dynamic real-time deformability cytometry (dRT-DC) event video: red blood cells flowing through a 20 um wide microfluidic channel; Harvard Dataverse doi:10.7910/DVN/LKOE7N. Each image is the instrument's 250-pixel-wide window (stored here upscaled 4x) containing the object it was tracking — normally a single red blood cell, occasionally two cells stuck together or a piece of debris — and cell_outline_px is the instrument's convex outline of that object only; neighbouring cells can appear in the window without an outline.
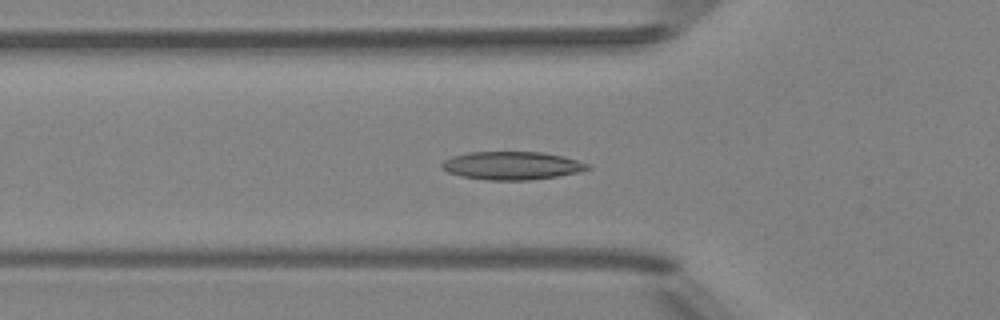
{"species": "Egyptian fruit bat (a non-hibernating species)", "species_latin": "Rousettus aegyptiacus", "temperature_condition": "room temperature", "stored_images_in_passage": 52, "camera_frame_rate_fps": 3000, "um_per_image_px": 0.085, "animal": {"sex": "female"}, "frame": {"image": 1, "passage_image": 18, "time_ms": 5.667, "image_size_px": [1000, 320], "cell_outline_px": [[592, 168], [580, 172], [556, 176], [528, 180], [488, 180], [460, 176], [448, 172], [440, 168], [440, 164], [444, 160], [452, 156], [468, 152], [544, 152], [576, 160], [588, 164]], "centroid_in_image_um": [43.47, 14.08], "position_along_channel_um": 82.3, "area_um2": 23.87}}
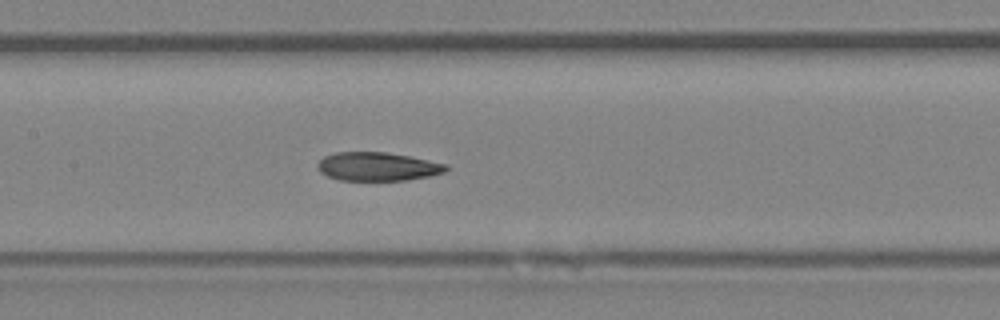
{"frame": {"image": 2, "passage_image": 25, "time_ms": 8.0, "image_size_px": [1000, 320], "cell_outline_px": [[448, 168], [444, 172], [428, 176], [404, 180], [340, 180], [328, 176], [320, 172], [316, 164], [324, 156], [336, 152], [384, 152], [408, 156], [448, 164]], "centroid_in_image_um": [32.07, 14.15], "position_along_channel_um": 175.3, "area_um2": 21.21}}
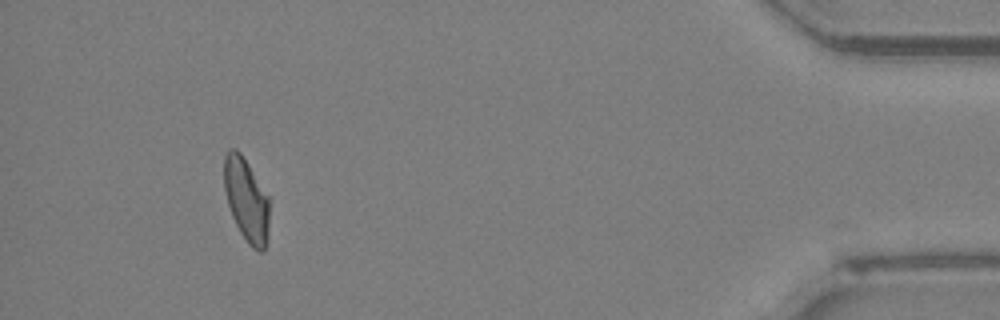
{"frame": {"image": 3, "passage_image": 48, "time_ms": 15.667, "image_size_px": [1000, 320], "cell_outline_px": [[268, 240], [264, 252], [260, 252], [252, 248], [248, 244], [240, 232], [232, 216], [228, 204], [224, 188], [224, 156], [228, 148], [236, 148], [240, 152], [248, 164], [268, 196]], "centroid_in_image_um": [20.93, 17.0], "position_along_channel_um": 414.3, "area_um2": 21.96}, "authors_computed_cell_mechanics": {"area_um2": 22.3686, "velocity_mm_per_s": 3.9881, "shape_relaxation_time_tau1_ms": null, "shape_relaxation_time_tau2_ms": 4.213, "deformation_change_tau1": null, "deformation_change_tau2": 0.1048}}